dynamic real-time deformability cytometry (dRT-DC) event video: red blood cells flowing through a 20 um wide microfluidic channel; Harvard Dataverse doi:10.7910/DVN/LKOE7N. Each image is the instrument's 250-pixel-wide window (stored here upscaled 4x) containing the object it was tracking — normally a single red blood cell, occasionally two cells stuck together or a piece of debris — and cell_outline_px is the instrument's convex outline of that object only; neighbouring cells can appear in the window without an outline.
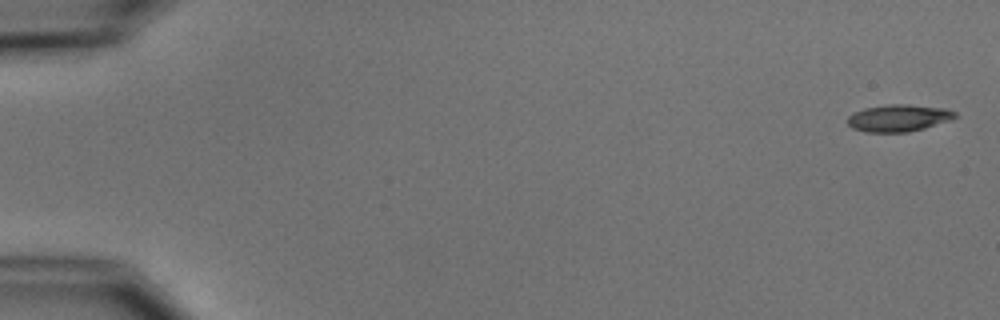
{"species": "common noctule bat (a hibernating species)", "species_latin": "Nyctalus noctula", "temperature_condition": "cold", "stored_images_in_passage": 7, "camera_frame_rate_fps": 3000, "um_per_image_px": 0.085, "animal": {"sex": "male", "body_mass_g": 15.6}, "frame": {"image": 1, "passage_image": 1, "time_ms": 0.0, "image_size_px": [1000, 320], "cell_outline_px": [[956, 116], [948, 120], [924, 128], [908, 132], [864, 132], [852, 128], [848, 124], [848, 116], [852, 112], [864, 108], [888, 104], [908, 104], [944, 108], [956, 112]], "centroid_in_image_um": [76.32, 10.02], "position_along_channel_um": 8.7, "area_um2": 16.88}}